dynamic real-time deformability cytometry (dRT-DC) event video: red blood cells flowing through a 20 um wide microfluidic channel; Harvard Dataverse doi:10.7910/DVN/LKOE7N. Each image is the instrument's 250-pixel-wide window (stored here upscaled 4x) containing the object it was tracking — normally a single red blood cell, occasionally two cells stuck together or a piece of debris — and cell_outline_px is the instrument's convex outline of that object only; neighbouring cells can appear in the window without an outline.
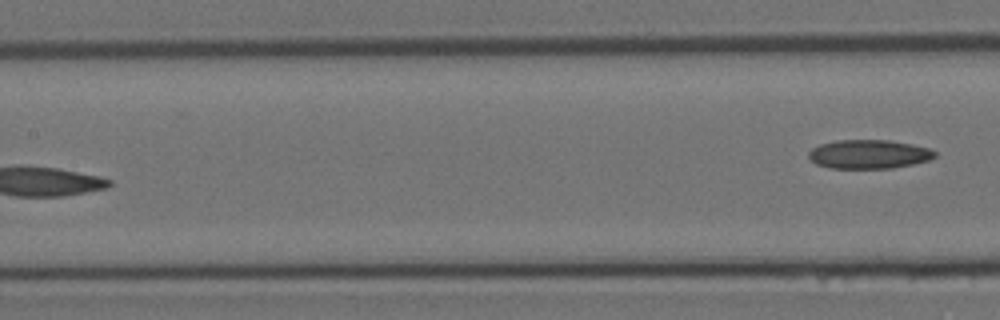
{"species": "Egyptian fruit bat (a non-hibernating species)", "species_latin": "Rousettus aegyptiacus", "temperature_condition": "room temperature", "stored_images_in_passage": 13, "segment_of_instrument_passage": [2, 2], "camera_frame_rate_fps": 3000, "um_per_image_px": 0.085, "animal": {"sex": "female"}, "frame": {"image": 1, "passage_image": 13, "time_ms": 4.0, "image_size_px": [1000, 320], "cell_outline_px": [[936, 156], [928, 160], [912, 164], [892, 168], [828, 168], [816, 164], [808, 156], [808, 152], [812, 148], [820, 144], [836, 140], [888, 140], [912, 144], [932, 148], [936, 152]], "centroid_in_image_um": [73.86, 13.1], "position_along_channel_um": 133.5, "area_um2": 21.33}}